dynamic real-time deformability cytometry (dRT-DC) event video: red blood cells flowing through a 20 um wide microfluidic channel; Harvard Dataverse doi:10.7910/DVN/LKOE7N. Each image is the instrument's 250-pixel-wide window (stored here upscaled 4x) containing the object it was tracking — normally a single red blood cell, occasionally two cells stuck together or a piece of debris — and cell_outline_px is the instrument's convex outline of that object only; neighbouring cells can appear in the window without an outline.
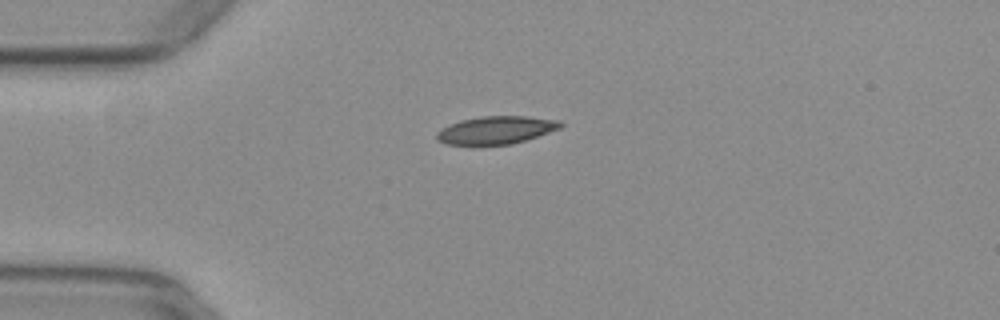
{"species": "common noctule bat (a hibernating species)", "species_latin": "Nyctalus noctula", "temperature_condition": "warm", "stored_images_in_passage": 34, "camera_frame_rate_fps": 3000, "um_per_image_px": 0.085, "animal": {"sex": "female", "body_mass_g": 29.2, "forearm_length_mm": 56.3}, "frame": {"image": 1, "passage_image": 1, "time_ms": 0.0, "image_size_px": [1000, 320], "cell_outline_px": [[564, 124], [560, 128], [512, 144], [448, 144], [436, 140], [436, 132], [440, 128], [460, 120], [484, 116], [528, 116], [560, 120]], "centroid_in_image_um": [42.15, 11.04], "position_along_channel_um": 42.8, "area_um2": 19.88}}
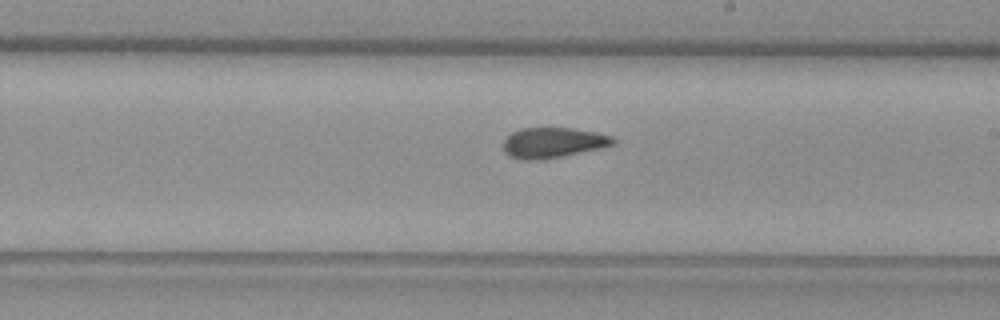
{"frame": {"image": 2, "passage_image": 18, "time_ms": 5.667, "image_size_px": [1000, 320], "cell_outline_px": [[616, 144], [600, 148], [544, 160], [524, 160], [508, 156], [504, 152], [504, 140], [512, 132], [520, 128], [572, 128], [596, 132], [612, 136], [616, 140]], "centroid_in_image_um": [47.0, 12.13], "position_along_channel_um": 242.0, "area_um2": 19.54}}
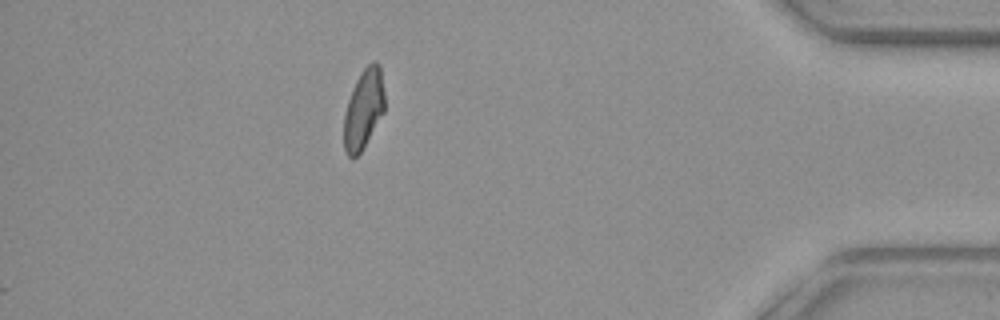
{"frame": {"image": 3, "passage_image": 34, "time_ms": 11.0, "image_size_px": [1000, 320], "cell_outline_px": [[384, 112], [360, 152], [356, 156], [348, 156], [344, 148], [344, 112], [352, 88], [356, 80], [364, 68], [368, 64], [376, 60], [380, 64], [384, 92]], "centroid_in_image_um": [30.91, 9.23], "position_along_channel_um": 404.3, "area_um2": 18.73}, "authors_computed_cell_mechanics": {"area_um2": 19.5364, "velocity_mm_per_s": 3.9453, "shape_relaxation_time_tau1_ms": 6.1852, "shape_relaxation_time_tau2_ms": 1.6399, "deformation_change_tau1": 0.178, "deformation_change_tau2": 0.0852}}